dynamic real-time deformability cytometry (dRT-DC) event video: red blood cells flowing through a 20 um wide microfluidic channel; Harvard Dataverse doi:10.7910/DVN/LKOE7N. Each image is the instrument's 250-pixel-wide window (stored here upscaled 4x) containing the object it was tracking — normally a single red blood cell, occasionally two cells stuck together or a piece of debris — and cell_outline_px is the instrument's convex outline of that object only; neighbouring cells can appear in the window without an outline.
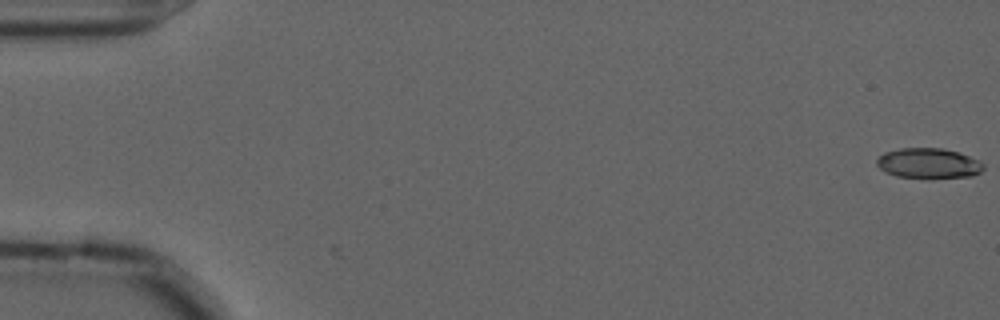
{"species": "common noctule bat (a hibernating species)", "species_latin": "Nyctalus noctula", "temperature_condition": "cold", "stored_images_in_passage": 2, "camera_frame_rate_fps": 3000, "um_per_image_px": 0.085, "animal": {"sex": "male", "forearm_length_mm": 52.5}, "frame": {"image": 1, "passage_image": 1, "time_ms": 0.0, "image_size_px": [1000, 320], "cell_outline_px": [[984, 168], [980, 172], [972, 176], [928, 180], [924, 180], [896, 176], [884, 172], [876, 164], [876, 160], [884, 152], [900, 148], [940, 148], [960, 152], [980, 160], [984, 164]], "centroid_in_image_um": [78.94, 13.91], "position_along_channel_um": 6.1, "area_um2": 19.54}}